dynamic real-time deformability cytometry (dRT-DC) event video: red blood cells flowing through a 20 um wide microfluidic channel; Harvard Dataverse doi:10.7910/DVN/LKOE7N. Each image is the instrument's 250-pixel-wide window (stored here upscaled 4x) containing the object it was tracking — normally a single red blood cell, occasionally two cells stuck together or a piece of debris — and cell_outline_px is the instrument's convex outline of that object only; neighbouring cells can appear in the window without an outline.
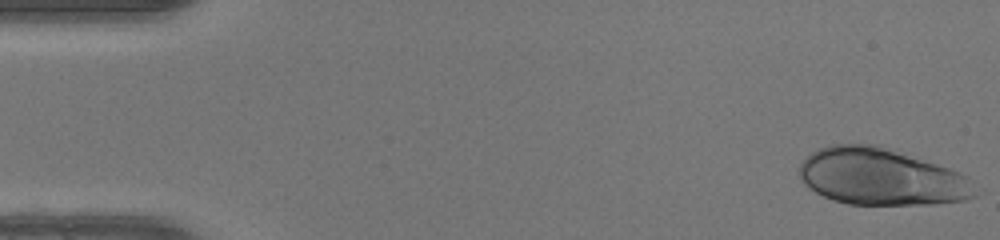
{"species": "human", "species_latin": "Homo sapiens", "temperature_condition": "warm", "stored_images_in_passage": 48, "camera_frame_rate_fps": 3000, "um_per_image_px": 0.085, "donor": {"sex": "female"}, "frame": {"image": 1, "passage_image": 1, "time_ms": 0.0, "image_size_px": [1000, 240], "cell_outline_px": [[976, 196], [968, 200], [932, 204], [848, 204], [832, 200], [808, 188], [800, 180], [800, 164], [812, 152], [820, 148], [832, 144], [876, 144], [960, 172], [968, 176]], "centroid_in_image_um": [74.88, 15.04], "position_along_channel_um": 10.1, "area_um2": 57.92}}
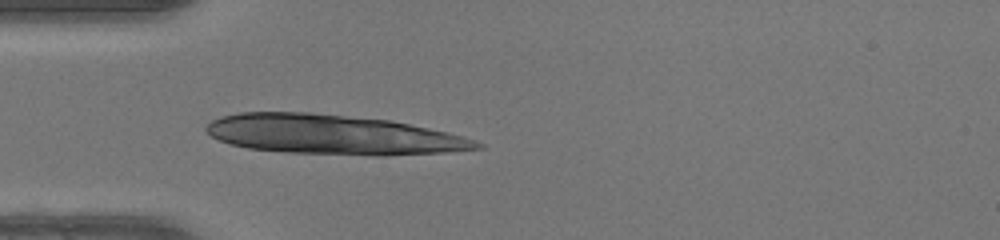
{"frame": {"image": 2, "passage_image": 14, "time_ms": 4.333, "image_size_px": [1000, 240], "cell_outline_px": [[484, 148], [444, 152], [384, 156], [376, 156], [288, 152], [248, 148], [232, 144], [220, 140], [212, 136], [204, 128], [212, 120], [224, 116], [240, 112], [312, 112], [392, 120], [448, 132], [476, 140], [484, 144]], "centroid_in_image_um": [28.35, 11.44], "position_along_channel_um": 56.6, "area_um2": 62.6}}